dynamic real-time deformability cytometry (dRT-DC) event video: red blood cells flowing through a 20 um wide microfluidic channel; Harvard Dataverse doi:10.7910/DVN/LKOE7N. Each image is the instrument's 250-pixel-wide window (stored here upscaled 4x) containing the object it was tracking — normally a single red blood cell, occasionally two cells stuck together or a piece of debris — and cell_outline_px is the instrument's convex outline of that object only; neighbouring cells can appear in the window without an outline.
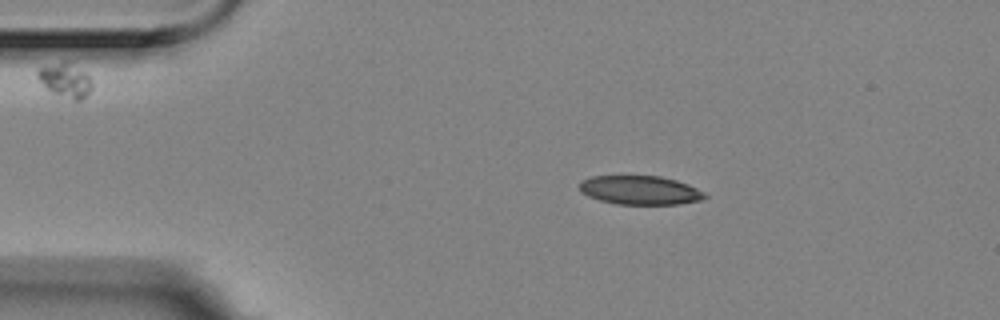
{"species": "Egyptian fruit bat (a non-hibernating species)", "species_latin": "Rousettus aegyptiacus", "temperature_condition": "room temperature", "stored_images_in_passage": 8, "camera_frame_rate_fps": 3000, "um_per_image_px": 0.085, "animal": {"sex": "female"}, "frame": {"image": 1, "passage_image": 1, "time_ms": 0.0, "image_size_px": [1000, 320], "cell_outline_px": [[708, 196], [700, 200], [680, 204], [616, 204], [600, 200], [588, 196], [580, 192], [576, 184], [580, 180], [592, 176], [660, 176], [676, 180], [688, 184], [704, 192]], "centroid_in_image_um": [54.35, 16.16], "position_along_channel_um": 30.7, "area_um2": 21.27}}
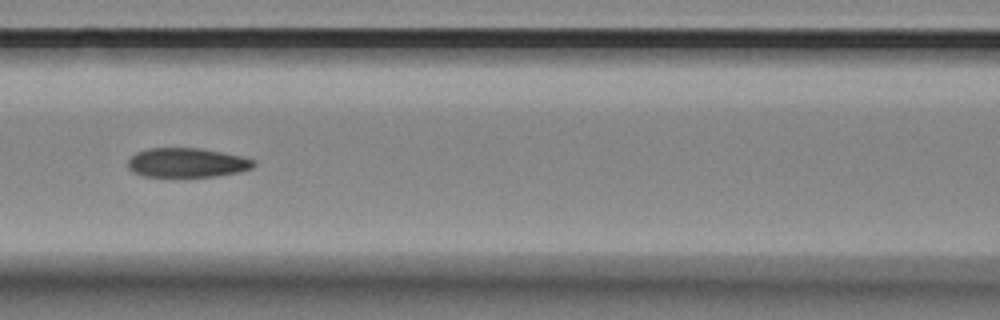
{"frame": {"image": 2, "passage_image": 5, "time_ms": 1.333, "image_size_px": [1000, 320], "cell_outline_px": [[256, 164], [252, 168], [236, 172], [216, 176], [144, 176], [132, 172], [128, 168], [128, 160], [136, 152], [148, 148], [200, 148], [240, 156], [256, 160]], "centroid_in_image_um": [15.87, 13.82], "position_along_channel_um": 150.7, "area_um2": 21.33}}
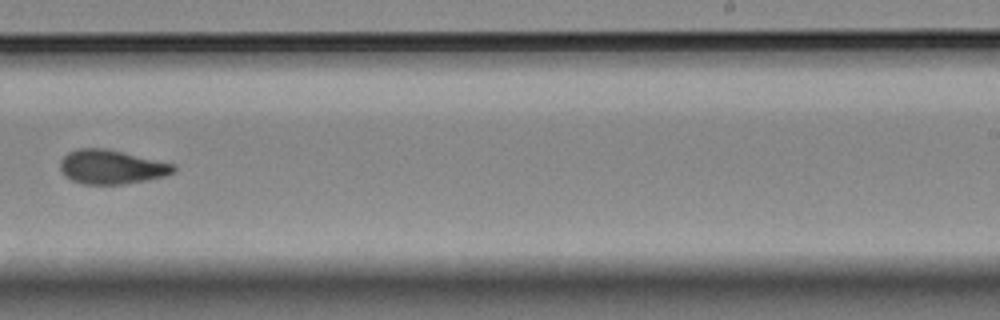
{"frame": {"image": 3, "passage_image": 8, "time_ms": 2.333, "image_size_px": [1000, 320], "cell_outline_px": [[176, 172], [164, 176], [124, 184], [84, 184], [72, 180], [64, 176], [60, 168], [60, 160], [68, 152], [76, 148], [104, 148], [176, 164]], "centroid_in_image_um": [9.47, 14.18], "position_along_channel_um": 279.5, "area_um2": 22.54}}